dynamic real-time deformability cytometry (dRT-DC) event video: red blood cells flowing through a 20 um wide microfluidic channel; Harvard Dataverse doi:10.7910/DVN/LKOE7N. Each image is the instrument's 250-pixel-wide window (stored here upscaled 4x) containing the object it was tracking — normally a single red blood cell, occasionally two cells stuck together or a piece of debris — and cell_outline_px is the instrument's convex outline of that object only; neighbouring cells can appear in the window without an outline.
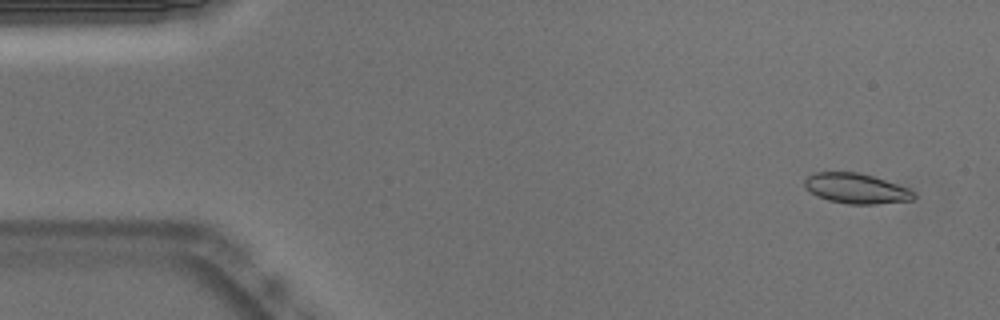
{"species": "Egyptian fruit bat (a non-hibernating species)", "species_latin": "Rousettus aegyptiacus", "temperature_condition": "warm", "stored_images_in_passage": 52, "camera_frame_rate_fps": 3000, "um_per_image_px": 0.085, "animal": {"sex": "male"}, "frame": {"image": 1, "passage_image": 3, "time_ms": 0.667, "image_size_px": [1000, 320], "cell_outline_px": [[916, 196], [912, 200], [876, 204], [848, 204], [828, 200], [816, 196], [804, 188], [804, 180], [812, 172], [860, 172], [908, 188], [916, 192]], "centroid_in_image_um": [72.74, 16.02], "position_along_channel_um": 12.3, "area_um2": 19.31}}
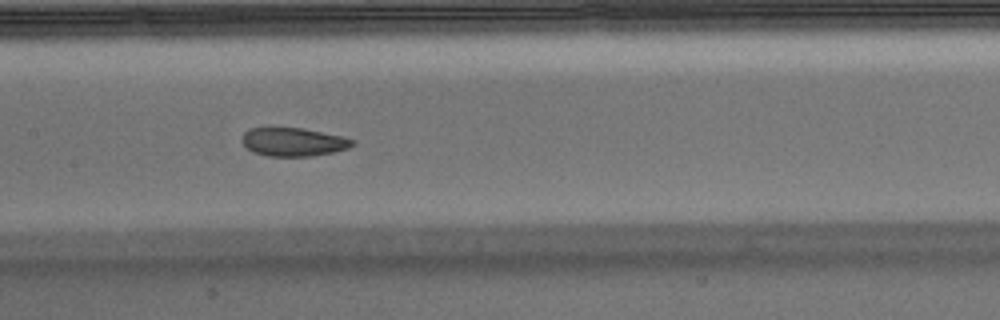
{"frame": {"image": 2, "passage_image": 25, "time_ms": 8.0, "image_size_px": [1000, 320], "cell_outline_px": [[356, 144], [348, 148], [332, 152], [308, 156], [268, 156], [252, 152], [240, 140], [244, 132], [248, 128], [300, 128], [344, 136], [356, 140]], "centroid_in_image_um": [24.94, 12.06], "position_along_channel_um": 182.5, "area_um2": 18.32}}
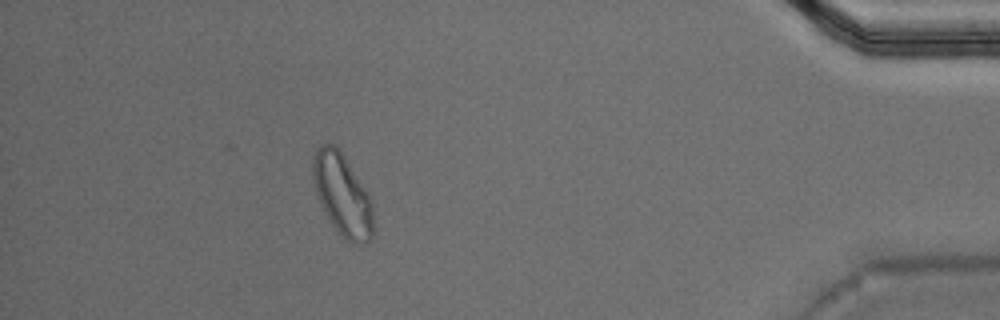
{"frame": {"image": 3, "passage_image": 47, "time_ms": 15.333, "image_size_px": [1000, 320], "cell_outline_px": [[372, 236], [368, 240], [360, 244], [352, 244], [340, 236], [328, 220], [320, 204], [312, 180], [312, 156], [316, 148], [320, 144], [332, 144], [344, 156], [368, 192], [372, 200]], "centroid_in_image_um": [29.07, 16.56], "position_along_channel_um": 406.1, "area_um2": 28.96}, "authors_computed_cell_mechanics": {"area_um2": 19.6231, "velocity_mm_per_s": 3.7832, "shape_relaxation_time_tau1_ms": null, "shape_relaxation_time_tau2_ms": 1.6932, "deformation_change_tau1": null, "deformation_change_tau2": 0.0574}}